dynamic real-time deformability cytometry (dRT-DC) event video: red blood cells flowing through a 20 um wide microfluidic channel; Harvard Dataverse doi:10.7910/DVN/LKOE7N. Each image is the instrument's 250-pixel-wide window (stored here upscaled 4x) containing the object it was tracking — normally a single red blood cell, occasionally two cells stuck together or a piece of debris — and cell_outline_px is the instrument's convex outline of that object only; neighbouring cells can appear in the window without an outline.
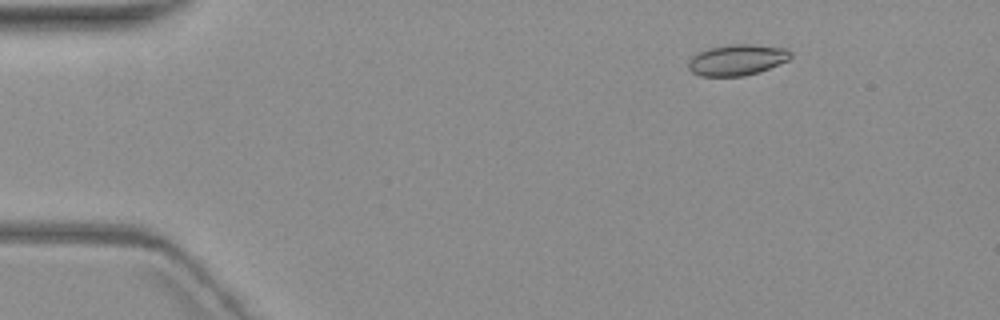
{"species": "common noctule bat (a hibernating species)", "species_latin": "Nyctalus noctula", "temperature_condition": "warm", "stored_images_in_passage": 3, "camera_frame_rate_fps": 3000, "um_per_image_px": 0.085, "animal": {"sex": "female", "body_mass_g": 19.3, "forearm_length_mm": 54.1}, "frame": {"image": 1, "passage_image": 1, "time_ms": 0.0, "image_size_px": [1000, 320], "cell_outline_px": [[792, 56], [788, 60], [760, 72], [744, 76], [700, 76], [692, 72], [688, 68], [688, 60], [692, 56], [708, 48], [728, 44], [748, 44], [788, 48], [792, 52]], "centroid_in_image_um": [62.66, 5.09], "position_along_channel_um": 22.3, "area_um2": 18.61}}